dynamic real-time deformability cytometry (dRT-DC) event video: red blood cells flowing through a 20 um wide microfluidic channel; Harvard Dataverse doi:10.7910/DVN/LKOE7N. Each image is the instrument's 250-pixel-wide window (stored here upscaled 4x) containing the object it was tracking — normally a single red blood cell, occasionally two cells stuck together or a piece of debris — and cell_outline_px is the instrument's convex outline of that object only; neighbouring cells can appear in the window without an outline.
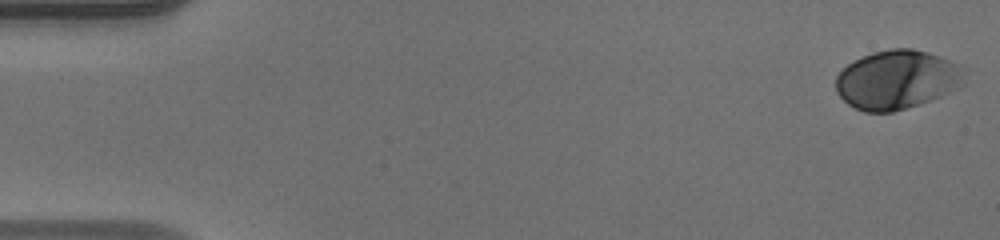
{"species": "human", "species_latin": "Homo sapiens", "temperature_condition": "warm", "stored_images_in_passage": 49, "camera_frame_rate_fps": 3000, "um_per_image_px": 0.085, "donor": {"sex": "male"}, "frame": {"image": 1, "passage_image": 1, "time_ms": 0.0, "image_size_px": [1000, 240], "cell_outline_px": [[964, 84], [940, 96], [920, 104], [892, 112], [864, 112], [848, 104], [836, 92], [836, 76], [848, 64], [872, 52], [892, 48], [912, 48], [928, 52], [940, 56], [956, 64]], "centroid_in_image_um": [76.18, 6.78], "position_along_channel_um": 8.8, "area_um2": 43.58}}
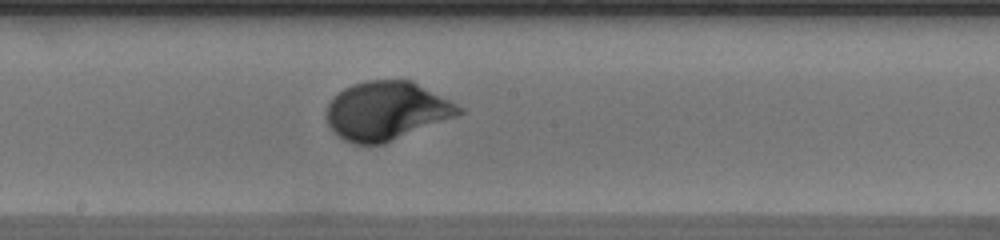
{"frame": {"image": 2, "passage_image": 27, "time_ms": 8.667, "image_size_px": [1000, 240], "cell_outline_px": [[464, 112], [456, 116], [384, 144], [352, 144], [344, 140], [328, 124], [328, 104], [344, 88], [352, 84], [368, 80], [412, 80], [464, 108]], "centroid_in_image_um": [32.88, 9.42], "position_along_channel_um": 215.3, "area_um2": 44.68}}
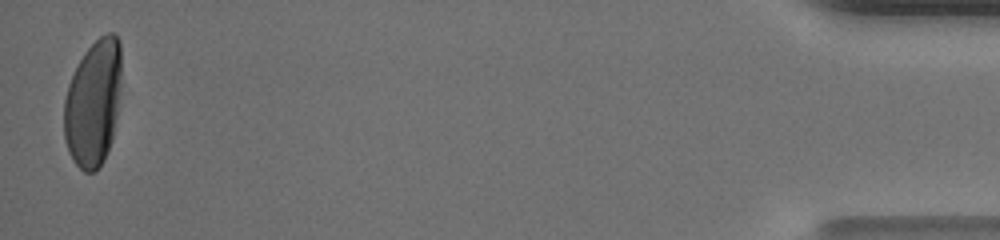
{"frame": {"image": 3, "passage_image": 49, "time_ms": 16.0, "image_size_px": [1000, 240], "cell_outline_px": [[120, 92], [112, 140], [104, 160], [92, 172], [84, 172], [72, 160], [68, 152], [64, 140], [64, 100], [68, 84], [84, 52], [100, 36], [108, 32], [112, 32], [120, 40]], "centroid_in_image_um": [7.91, 8.76], "position_along_channel_um": 427.3, "area_um2": 42.25}, "authors_computed_cell_mechanics": {"area_um2": 43.35, "velocity_mm_per_s": 4.1159, "shape_relaxation_time_tau1_ms": 2.2479, "shape_relaxation_time_tau2_ms": null, "deformation_change_tau1": 0.1676, "deformation_change_tau2": null}}